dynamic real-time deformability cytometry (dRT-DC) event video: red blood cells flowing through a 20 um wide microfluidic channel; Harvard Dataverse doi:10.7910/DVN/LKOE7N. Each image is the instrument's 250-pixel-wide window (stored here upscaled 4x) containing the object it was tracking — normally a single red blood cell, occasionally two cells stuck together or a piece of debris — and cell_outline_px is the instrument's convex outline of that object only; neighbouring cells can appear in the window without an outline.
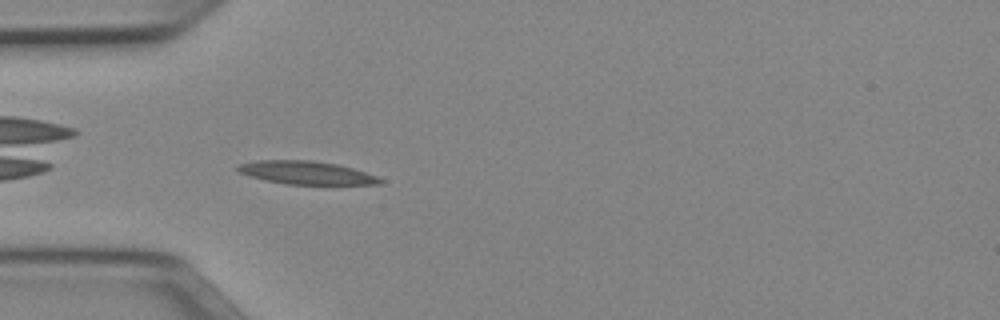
{"species": "Egyptian fruit bat (a non-hibernating species)", "species_latin": "Rousettus aegyptiacus", "temperature_condition": "cold", "stored_images_in_passage": 36, "camera_frame_rate_fps": 3000, "um_per_image_px": 0.085, "animal": {"sex": "female"}, "frame": {"image": 1, "passage_image": 3, "time_ms": 0.667, "image_size_px": [1000, 320], "cell_outline_px": [[384, 180], [380, 184], [284, 184], [264, 180], [240, 172], [236, 168], [236, 164], [260, 160], [312, 160], [336, 164], [352, 168], [376, 176]], "centroid_in_image_um": [26.01, 14.68], "position_along_channel_um": 59.0, "area_um2": 19.02}}
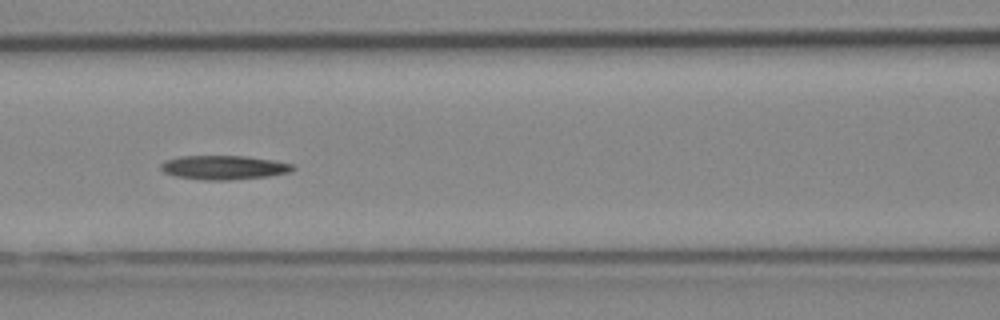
{"frame": {"image": 2, "passage_image": 10, "time_ms": 3.0, "image_size_px": [1000, 320], "cell_outline_px": [[296, 168], [288, 172], [268, 176], [228, 180], [204, 180], [176, 176], [164, 172], [160, 168], [160, 164], [164, 160], [180, 156], [248, 156], [296, 164]], "centroid_in_image_um": [19.03, 14.23], "position_along_channel_um": 147.6, "area_um2": 18.55}}
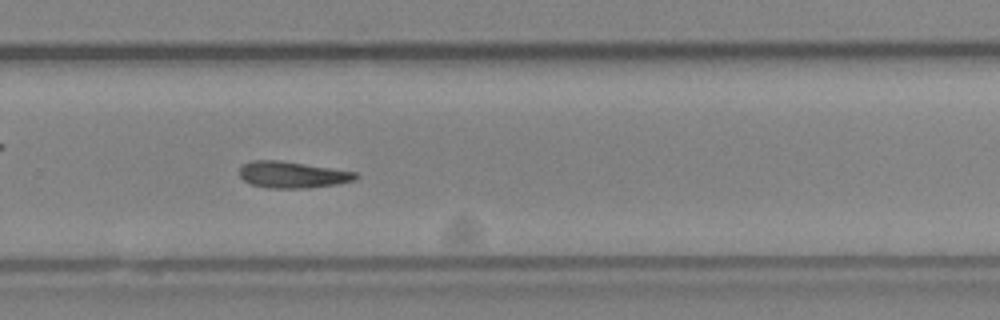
{"frame": {"image": 3, "passage_image": 22, "time_ms": 7.0, "image_size_px": [1000, 320], "cell_outline_px": [[360, 176], [356, 180], [336, 184], [308, 188], [268, 188], [252, 184], [244, 180], [240, 176], [240, 168], [244, 164], [252, 160], [280, 160], [356, 172]], "centroid_in_image_um": [24.87, 14.85], "position_along_channel_um": 304.9, "area_um2": 17.86}}